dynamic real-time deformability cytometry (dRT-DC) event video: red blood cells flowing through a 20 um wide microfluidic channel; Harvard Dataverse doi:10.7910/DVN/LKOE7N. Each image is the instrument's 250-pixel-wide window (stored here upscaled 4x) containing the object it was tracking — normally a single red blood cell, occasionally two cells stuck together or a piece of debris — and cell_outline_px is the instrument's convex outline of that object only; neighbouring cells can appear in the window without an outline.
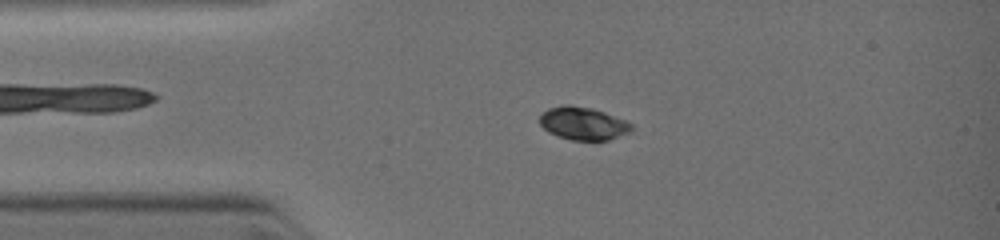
{"species": "common noctule bat (a hibernating species)", "species_latin": "Nyctalus noctula", "temperature_condition": "warm", "stored_images_in_passage": 7, "camera_frame_rate_fps": 3000, "um_per_image_px": 0.085, "animal": {"sex": "female", "body_mass_g": 19.0, "forearm_length_mm": 51.5}, "frame": {"image": 1, "passage_image": 6, "time_ms": 1.667, "image_size_px": [1000, 240], "cell_outline_px": [[632, 128], [628, 132], [608, 140], [572, 140], [556, 136], [548, 132], [540, 124], [540, 116], [548, 108], [564, 104], [568, 104], [592, 108], [604, 112], [624, 120], [632, 124]], "centroid_in_image_um": [49.52, 10.49], "position_along_channel_um": 35.5, "area_um2": 17.46}}